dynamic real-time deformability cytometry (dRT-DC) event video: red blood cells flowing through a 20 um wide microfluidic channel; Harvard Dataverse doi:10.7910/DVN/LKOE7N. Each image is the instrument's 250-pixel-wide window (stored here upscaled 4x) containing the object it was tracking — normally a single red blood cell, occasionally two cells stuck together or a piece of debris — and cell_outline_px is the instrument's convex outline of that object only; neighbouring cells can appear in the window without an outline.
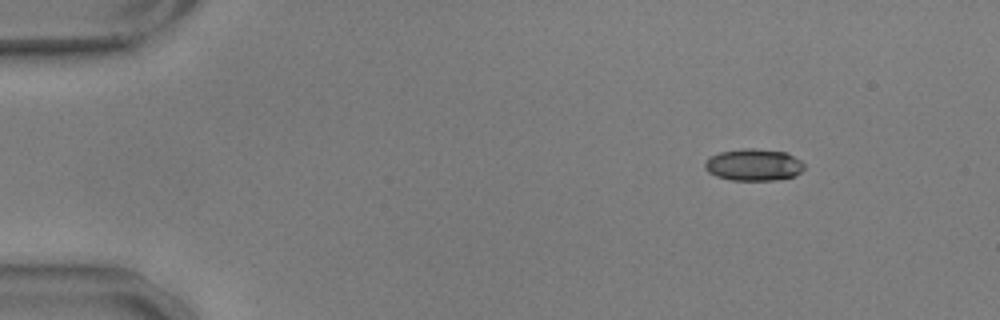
{"species": "common noctule bat (a hibernating species)", "species_latin": "Nyctalus noctula", "temperature_condition": "warm", "stored_images_in_passage": 50, "camera_frame_rate_fps": 3000, "um_per_image_px": 0.085, "animal": {"sex": "male", "body_mass_g": 17.9, "forearm_length_mm": 54.2}, "frame": {"image": 1, "passage_image": 1, "time_ms": 0.0, "image_size_px": [1000, 320], "cell_outline_px": [[804, 168], [796, 176], [776, 180], [732, 180], [716, 176], [708, 172], [704, 168], [704, 164], [712, 156], [720, 152], [748, 148], [752, 148], [784, 152], [800, 160], [804, 164]], "centroid_in_image_um": [64.07, 14.02], "position_along_channel_um": 20.9, "area_um2": 18.26}}
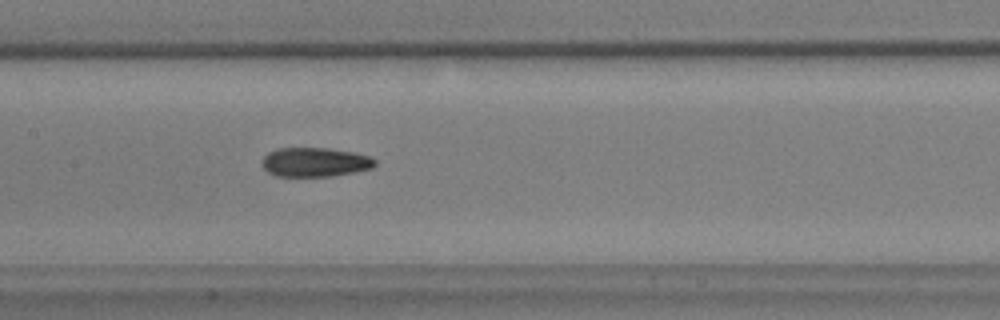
{"frame": {"image": 2, "passage_image": 22, "time_ms": 7.0, "image_size_px": [1000, 320], "cell_outline_px": [[376, 164], [372, 168], [332, 176], [276, 176], [268, 172], [264, 168], [260, 160], [268, 152], [276, 148], [328, 148], [352, 152], [368, 156], [376, 160]], "centroid_in_image_um": [26.73, 13.78], "position_along_channel_um": 180.7, "area_um2": 19.19}}
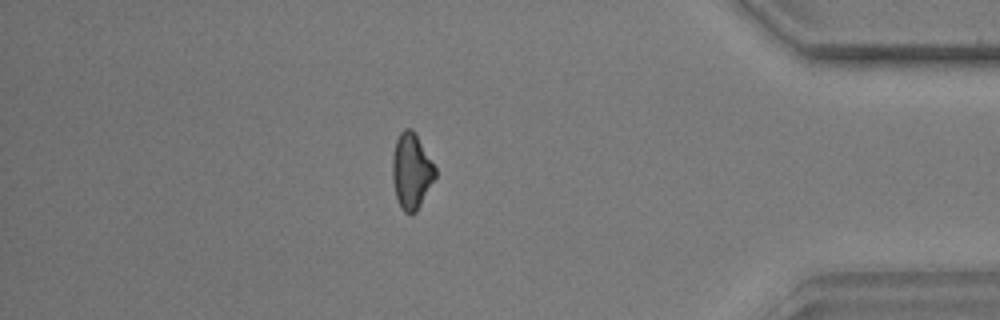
{"frame": {"image": 3, "passage_image": 43, "time_ms": 14.0, "image_size_px": [1000, 320], "cell_outline_px": [[436, 176], [416, 212], [404, 212], [400, 208], [396, 196], [392, 176], [392, 156], [396, 140], [400, 132], [404, 128], [412, 128], [436, 168]], "centroid_in_image_um": [34.96, 14.52], "position_along_channel_um": 400.2, "area_um2": 18.67}, "authors_computed_cell_mechanics": {"area_um2": 19.074, "velocity_mm_per_s": 3.6026, "shape_relaxation_time_tau1_ms": 7.026, "shape_relaxation_time_tau2_ms": 3.2195, "deformation_change_tau1": 0.185, "deformation_change_tau2": 0.0957}}